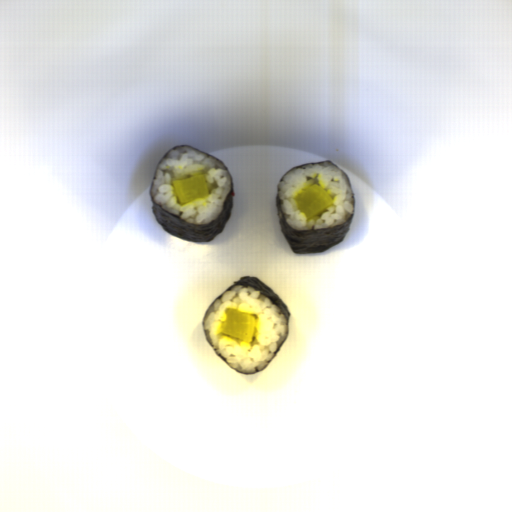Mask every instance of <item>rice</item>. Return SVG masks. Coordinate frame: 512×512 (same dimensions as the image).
<instances>
[{
    "mask_svg": "<svg viewBox=\"0 0 512 512\" xmlns=\"http://www.w3.org/2000/svg\"><path fill=\"white\" fill-rule=\"evenodd\" d=\"M205 175L210 196L195 200L183 206L176 204L171 180L192 174ZM232 190V177L228 169L216 158L189 146L170 150L156 168L151 195L161 208L179 215L189 223L210 224L224 210V201Z\"/></svg>",
    "mask_w": 512,
    "mask_h": 512,
    "instance_id": "rice-2",
    "label": "rice"
},
{
    "mask_svg": "<svg viewBox=\"0 0 512 512\" xmlns=\"http://www.w3.org/2000/svg\"><path fill=\"white\" fill-rule=\"evenodd\" d=\"M229 307L258 316L259 332L254 343L241 342L239 345L229 337L219 339L216 331L225 314V308ZM203 327L209 330L212 347L217 353L223 355L229 366L243 374H253L266 368L289 331L286 315L271 298L255 288L237 284L214 301L205 317Z\"/></svg>",
    "mask_w": 512,
    "mask_h": 512,
    "instance_id": "rice-1",
    "label": "rice"
},
{
    "mask_svg": "<svg viewBox=\"0 0 512 512\" xmlns=\"http://www.w3.org/2000/svg\"><path fill=\"white\" fill-rule=\"evenodd\" d=\"M319 183L334 199V206L319 219L307 221L299 212L293 197L311 184ZM278 197L285 222L296 230L326 229L348 221L354 212L353 198L347 175L331 162L310 164L283 176L277 185Z\"/></svg>",
    "mask_w": 512,
    "mask_h": 512,
    "instance_id": "rice-3",
    "label": "rice"
}]
</instances>
